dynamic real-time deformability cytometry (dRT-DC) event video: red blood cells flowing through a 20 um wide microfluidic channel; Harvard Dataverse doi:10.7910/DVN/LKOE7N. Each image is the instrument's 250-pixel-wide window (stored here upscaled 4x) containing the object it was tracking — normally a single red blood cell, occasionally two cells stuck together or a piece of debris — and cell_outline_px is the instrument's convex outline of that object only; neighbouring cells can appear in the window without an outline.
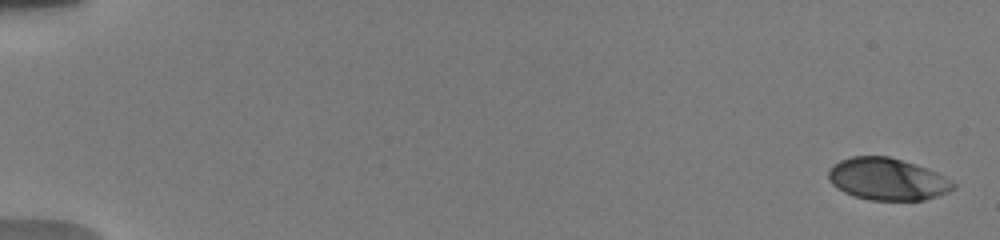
{"species": "human", "species_latin": "Homo sapiens", "temperature_condition": "warm", "stored_images_in_passage": 23, "camera_frame_rate_fps": 3000, "um_per_image_px": 0.085, "donor": {"sex": "male"}, "frame": {"image": 1, "passage_image": 1, "time_ms": 0.0, "image_size_px": [1000, 240], "cell_outline_px": [[956, 188], [948, 192], [924, 200], [868, 200], [844, 192], [836, 188], [828, 180], [828, 168], [832, 164], [840, 160], [852, 156], [888, 156], [916, 164], [928, 168], [952, 180], [956, 184]], "centroid_in_image_um": [75.41, 15.22], "position_along_channel_um": 9.6, "area_um2": 30.87}}
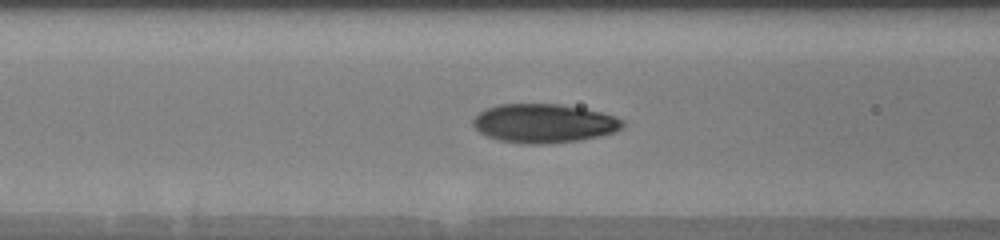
{"frame": {"image": 2, "passage_image": 17, "time_ms": 7.667, "image_size_px": [1000, 240], "cell_outline_px": [[624, 124], [620, 128], [612, 132], [600, 136], [580, 140], [540, 144], [528, 144], [500, 140], [488, 136], [480, 132], [472, 124], [472, 120], [484, 108], [500, 104], [560, 104], [584, 108], [616, 116], [624, 120]], "centroid_in_image_um": [46.23, 10.47], "position_along_channel_um": 120.4, "area_um2": 33.76}}
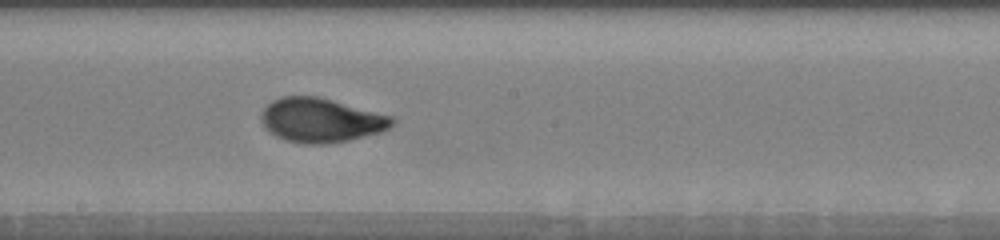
{"frame": {"image": 3, "passage_image": 23, "time_ms": 10.333, "image_size_px": [1000, 240], "cell_outline_px": [[396, 124], [380, 132], [348, 140], [324, 144], [304, 144], [288, 140], [276, 136], [260, 120], [260, 116], [264, 108], [272, 100], [280, 96], [316, 96], [332, 100], [392, 116], [396, 120]], "centroid_in_image_um": [27.29, 10.21], "position_along_channel_um": 220.9, "area_um2": 33.41}}